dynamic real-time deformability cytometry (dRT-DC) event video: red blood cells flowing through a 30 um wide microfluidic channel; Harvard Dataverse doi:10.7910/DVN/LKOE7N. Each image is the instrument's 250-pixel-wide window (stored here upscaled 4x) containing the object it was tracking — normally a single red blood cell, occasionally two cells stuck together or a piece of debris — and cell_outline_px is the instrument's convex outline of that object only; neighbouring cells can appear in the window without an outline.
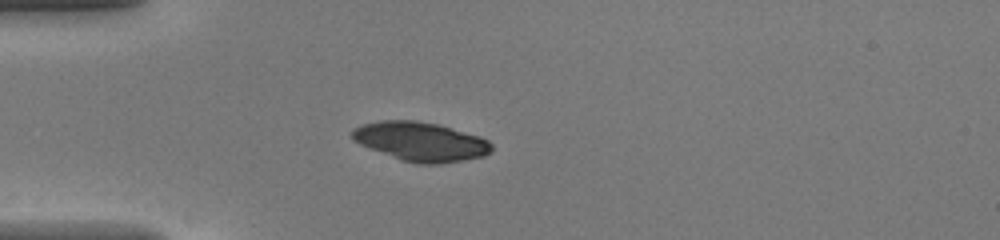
{"species": "common noctule bat (a hibernating species)", "species_latin": "Nyctalus noctula", "temperature_condition": "warm", "stored_images_in_passage": 23, "camera_frame_rate_fps": 3000, "um_per_image_px": 0.085, "animal": {"sex": "female", "body_mass_g": 20.0, "forearm_length_mm": 54.0}, "frame": {"image": 1, "passage_image": 1, "time_ms": 0.0, "image_size_px": [1000, 240], "cell_outline_px": [[492, 152], [484, 156], [464, 160], [440, 164], [416, 164], [400, 160], [360, 144], [352, 140], [348, 136], [352, 128], [360, 124], [380, 120], [416, 120], [436, 124], [480, 136], [488, 140], [492, 144]], "centroid_in_image_um": [35.71, 12.03], "position_along_channel_um": 49.3, "area_um2": 32.14}}